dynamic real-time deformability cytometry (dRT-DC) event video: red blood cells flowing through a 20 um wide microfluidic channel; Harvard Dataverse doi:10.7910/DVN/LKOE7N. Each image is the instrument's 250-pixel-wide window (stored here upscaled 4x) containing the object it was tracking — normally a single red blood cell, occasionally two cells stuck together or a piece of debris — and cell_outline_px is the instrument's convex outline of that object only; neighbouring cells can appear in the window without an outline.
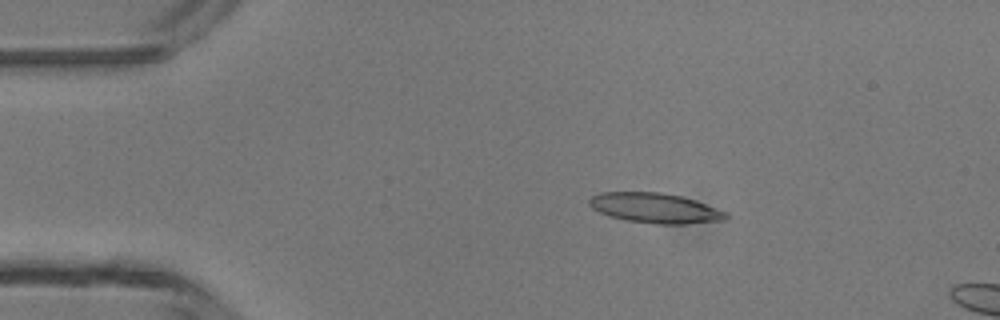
{"species": "common noctule bat (a hibernating species)", "species_latin": "Nyctalus noctula", "temperature_condition": "room temperature", "stored_images_in_passage": 3, "camera_frame_rate_fps": 3000, "um_per_image_px": 0.085, "animal": {"sex": "male", "body_mass_g": 13.3}, "frame": {"image": 1, "passage_image": 2, "time_ms": 1.0, "image_size_px": [1000, 320], "cell_outline_px": [[728, 220], [684, 224], [656, 224], [628, 220], [608, 216], [592, 208], [588, 204], [588, 200], [592, 196], [600, 192], [660, 192], [680, 196], [696, 200], [728, 212]], "centroid_in_image_um": [55.71, 17.68], "position_along_channel_um": 29.3, "area_um2": 24.04}}